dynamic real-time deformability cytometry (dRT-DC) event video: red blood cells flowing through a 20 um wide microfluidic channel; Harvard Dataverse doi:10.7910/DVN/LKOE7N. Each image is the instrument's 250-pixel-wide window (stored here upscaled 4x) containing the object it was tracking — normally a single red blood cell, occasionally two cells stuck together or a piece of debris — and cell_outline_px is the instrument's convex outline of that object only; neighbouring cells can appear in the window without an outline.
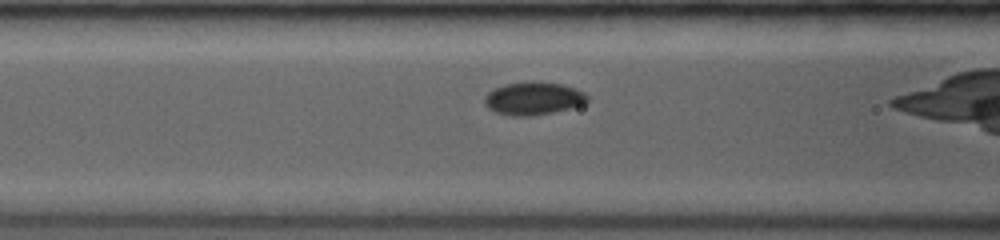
{"species": "common noctule bat (a hibernating species)", "species_latin": "Nyctalus noctula", "temperature_condition": "room temperature", "stored_images_in_passage": 28, "camera_frame_rate_fps": 3500, "um_per_image_px": 0.085, "animal": {"sex": "female", "body_mass_g": 19.0, "forearm_length_mm": 53.3}, "frame": {"image": 1, "passage_image": 5, "time_ms": 1.714, "image_size_px": [1000, 240], "cell_outline_px": [[588, 100], [584, 104], [572, 108], [532, 116], [508, 116], [496, 112], [488, 108], [484, 104], [484, 96], [488, 92], [504, 84], [528, 80], [532, 80], [564, 84], [576, 88], [584, 92], [588, 96]], "centroid_in_image_um": [45.34, 8.35], "position_along_channel_um": 121.3, "area_um2": 20.17}}
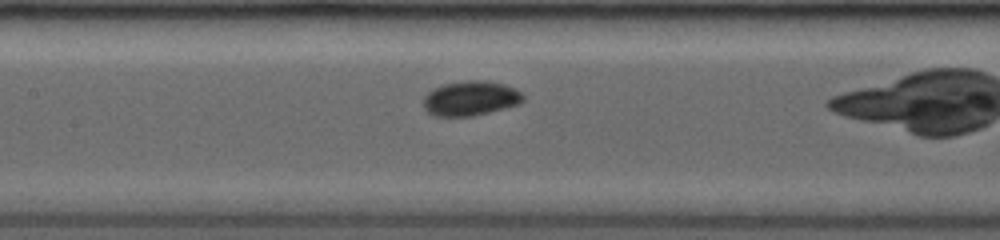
{"frame": {"image": 2, "passage_image": 9, "time_ms": 2.857, "image_size_px": [1000, 240], "cell_outline_px": [[524, 100], [520, 104], [472, 116], [436, 116], [428, 112], [424, 108], [424, 96], [432, 88], [444, 84], [464, 80], [484, 80], [504, 84], [520, 92], [524, 96]], "centroid_in_image_um": [39.98, 8.35], "position_along_channel_um": 167.4, "area_um2": 20.11}}
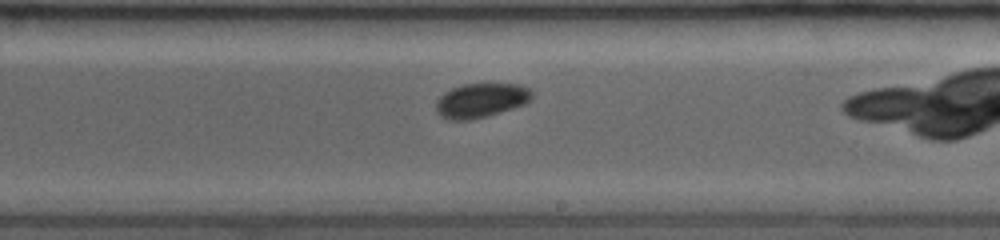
{"frame": {"image": 3, "passage_image": 16, "time_ms": 4.857, "image_size_px": [1000, 240], "cell_outline_px": [[532, 100], [524, 104], [488, 116], [472, 120], [444, 120], [436, 112], [436, 100], [444, 92], [452, 88], [464, 84], [520, 84], [528, 88], [532, 92]], "centroid_in_image_um": [40.85, 8.55], "position_along_channel_um": 248.2, "area_um2": 19.36}, "authors_computed_cell_mechanics": {"area_um2": 18.8717, "velocity_mm_per_s": 4.0513, "shape_relaxation_time_tau1_ms": 1.8223, "shape_relaxation_time_tau2_ms": null, "deformation_change_tau1": 0.0749, "deformation_change_tau2": null}}